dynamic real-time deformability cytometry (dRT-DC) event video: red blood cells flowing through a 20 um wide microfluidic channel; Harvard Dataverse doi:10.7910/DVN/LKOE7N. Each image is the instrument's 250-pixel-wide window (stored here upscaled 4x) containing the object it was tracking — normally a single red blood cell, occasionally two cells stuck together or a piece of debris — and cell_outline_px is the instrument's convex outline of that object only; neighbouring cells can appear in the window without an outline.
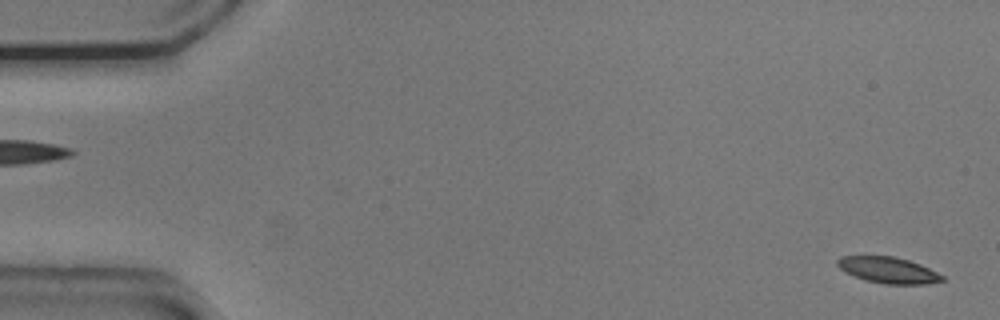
{"species": "common noctule bat (a hibernating species)", "species_latin": "Nyctalus noctula", "temperature_condition": "cold", "stored_images_in_passage": 54, "camera_frame_rate_fps": 3000, "um_per_image_px": 0.085, "animal": {"sex": "male", "body_mass_g": 20.5, "forearm_length_mm": 52.5}, "frame": {"image": 1, "passage_image": 2, "time_ms": 0.333, "image_size_px": [1000, 320], "cell_outline_px": [[944, 280], [928, 284], [884, 284], [864, 280], [844, 272], [836, 264], [836, 260], [840, 256], [892, 256], [908, 260], [920, 264], [944, 276]], "centroid_in_image_um": [75.47, 22.96], "position_along_channel_um": 9.5, "area_um2": 16.01}}
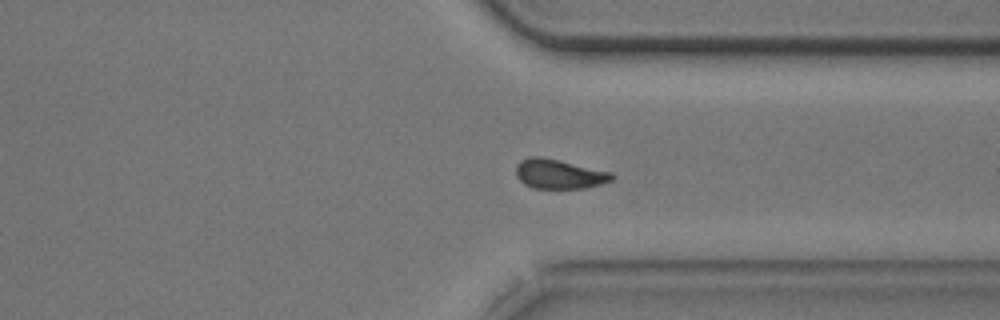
{"frame": {"image": 2, "passage_image": 41, "time_ms": 13.333, "image_size_px": [1000, 320], "cell_outline_px": [[616, 176], [612, 180], [600, 184], [584, 188], [532, 188], [524, 184], [516, 176], [516, 164], [520, 160], [528, 156], [540, 156], [560, 160], [612, 172]], "centroid_in_image_um": [47.51, 14.78], "position_along_channel_um": 363.9, "area_um2": 16.65}}
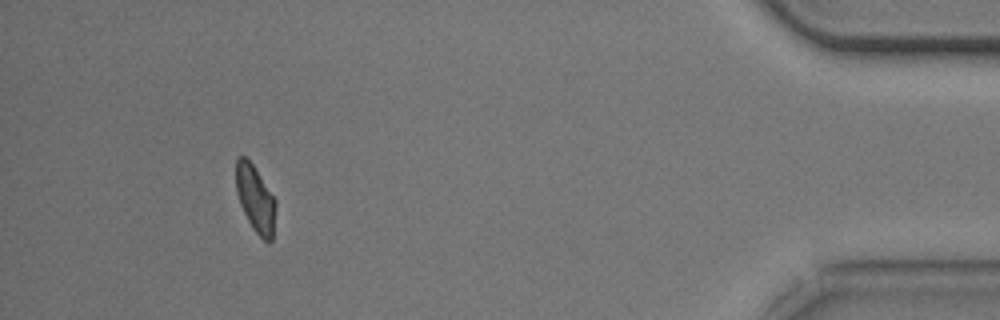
{"frame": {"image": 3, "passage_image": 50, "time_ms": 16.333, "image_size_px": [1000, 320], "cell_outline_px": [[276, 208], [272, 240], [268, 244], [252, 228], [240, 204], [236, 192], [236, 160], [240, 156], [244, 156], [252, 164], [276, 200]], "centroid_in_image_um": [21.71, 16.93], "position_along_channel_um": 413.5, "area_um2": 15.32}, "authors_computed_cell_mechanics": {"area_um2": 16.6175, "velocity_mm_per_s": 3.7389, "shape_relaxation_time_tau1_ms": 3.2321, "shape_relaxation_time_tau2_ms": null, "deformation_change_tau1": 0.1104, "deformation_change_tau2": null}}